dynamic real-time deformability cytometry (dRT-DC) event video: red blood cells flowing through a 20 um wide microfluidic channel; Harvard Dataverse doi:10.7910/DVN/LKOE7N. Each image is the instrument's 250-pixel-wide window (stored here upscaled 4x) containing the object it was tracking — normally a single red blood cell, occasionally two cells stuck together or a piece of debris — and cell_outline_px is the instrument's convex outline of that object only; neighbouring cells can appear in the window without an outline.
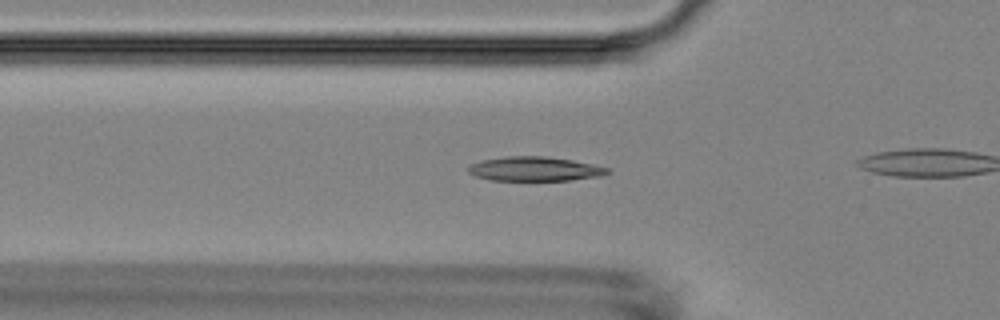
{"species": "Egyptian fruit bat (a non-hibernating species)", "species_latin": "Rousettus aegyptiacus", "temperature_condition": "room temperature", "stored_images_in_passage": 45, "camera_frame_rate_fps": 3000, "um_per_image_px": 0.085, "animal": {"sex": "female"}, "frame": {"image": 1, "passage_image": 19, "time_ms": 6.0, "image_size_px": [1000, 320], "cell_outline_px": [[612, 172], [604, 176], [568, 180], [492, 180], [476, 176], [468, 172], [468, 168], [472, 164], [480, 160], [508, 156], [544, 156], [572, 160], [592, 164], [608, 168]], "centroid_in_image_um": [45.49, 14.35], "position_along_channel_um": 80.3, "area_um2": 19.65}}
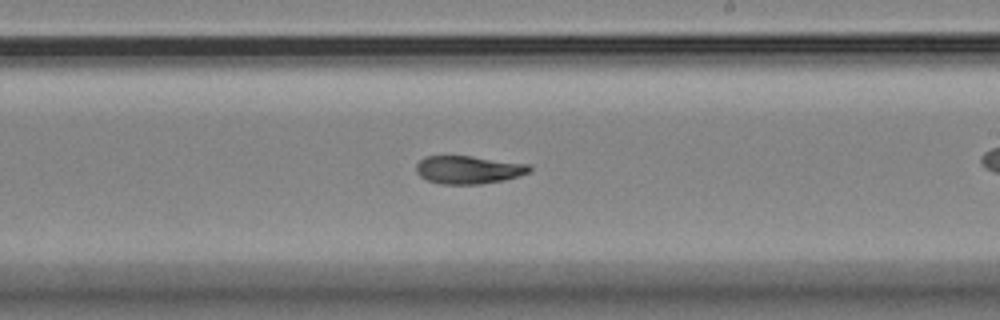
{"frame": {"image": 2, "passage_image": 33, "time_ms": 10.667, "image_size_px": [1000, 320], "cell_outline_px": [[532, 172], [504, 180], [480, 184], [440, 184], [428, 180], [420, 176], [416, 172], [416, 164], [424, 156], [472, 156], [528, 164], [532, 168]], "centroid_in_image_um": [39.82, 14.43], "position_along_channel_um": 249.2, "area_um2": 18.55}}
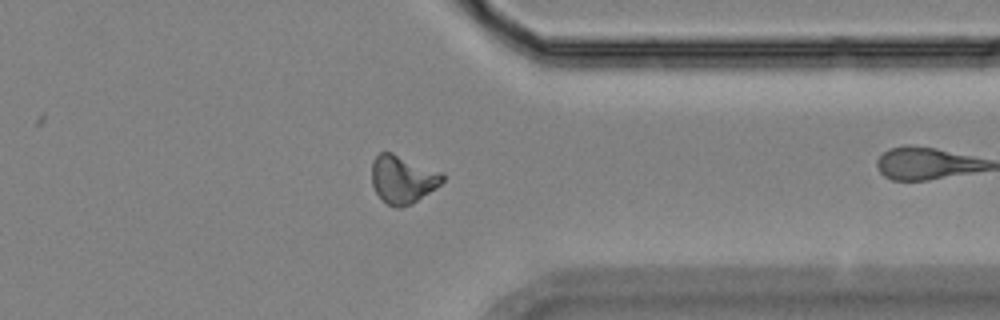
{"frame": {"image": 3, "passage_image": 44, "time_ms": 14.333, "image_size_px": [1000, 320], "cell_outline_px": [[444, 180], [436, 188], [412, 204], [400, 208], [396, 208], [388, 204], [376, 192], [372, 184], [372, 160], [380, 152], [392, 152], [444, 172]], "centroid_in_image_um": [34.25, 15.23], "position_along_channel_um": 377.1, "area_um2": 19.94}}